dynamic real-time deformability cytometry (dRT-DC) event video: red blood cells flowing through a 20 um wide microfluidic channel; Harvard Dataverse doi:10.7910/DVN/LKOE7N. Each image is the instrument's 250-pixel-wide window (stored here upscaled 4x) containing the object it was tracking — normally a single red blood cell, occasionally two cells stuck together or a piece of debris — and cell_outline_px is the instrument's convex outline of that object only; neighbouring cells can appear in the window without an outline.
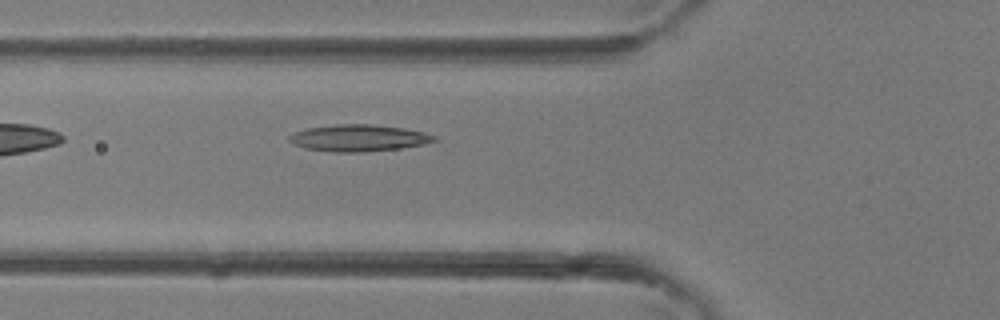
{"species": "common noctule bat (a hibernating species)", "species_latin": "Nyctalus noctula", "temperature_condition": "room temperature", "stored_images_in_passage": 4, "camera_frame_rate_fps": 3000, "um_per_image_px": 0.085, "animal": {"sex": "female"}, "frame": {"image": 1, "passage_image": 4, "time_ms": 1.0, "image_size_px": [1000, 320], "cell_outline_px": [[440, 140], [424, 144], [400, 148], [364, 152], [332, 152], [304, 148], [292, 144], [288, 140], [288, 136], [296, 132], [308, 128], [336, 124], [372, 124], [404, 128], [424, 132], [436, 136]], "centroid_in_image_um": [30.5, 11.73], "position_along_channel_um": 95.3, "area_um2": 22.72}}